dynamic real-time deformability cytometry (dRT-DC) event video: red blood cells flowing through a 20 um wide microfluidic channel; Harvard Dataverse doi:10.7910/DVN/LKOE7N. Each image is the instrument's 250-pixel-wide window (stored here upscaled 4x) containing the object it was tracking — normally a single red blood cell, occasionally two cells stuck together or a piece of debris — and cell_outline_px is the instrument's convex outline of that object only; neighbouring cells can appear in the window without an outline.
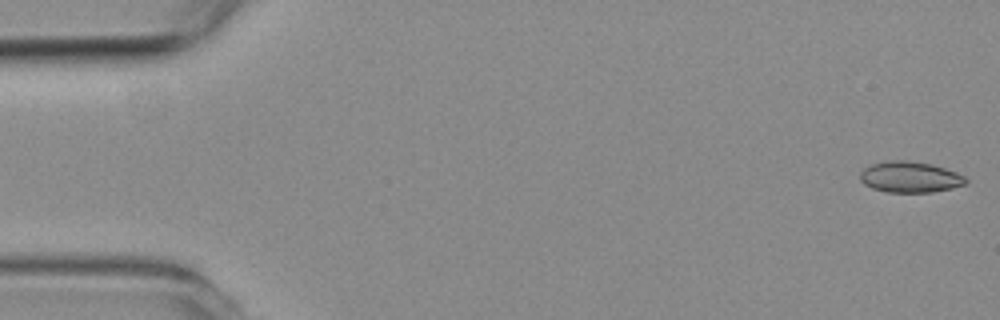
{"species": "common noctule bat (a hibernating species)", "species_latin": "Nyctalus noctula", "temperature_condition": "room temperature", "stored_images_in_passage": 5, "camera_frame_rate_fps": 3000, "um_per_image_px": 0.085, "animal": {"sex": "female", "body_mass_g": 19.3, "forearm_length_mm": 54.1}, "frame": {"image": 1, "passage_image": 1, "time_ms": 0.0, "image_size_px": [1000, 320], "cell_outline_px": [[968, 184], [952, 188], [932, 192], [884, 192], [872, 188], [864, 184], [860, 180], [860, 172], [864, 168], [872, 164], [884, 160], [908, 160], [932, 164], [956, 172], [964, 176], [968, 180]], "centroid_in_image_um": [77.34, 15.04], "position_along_channel_um": 7.7, "area_um2": 19.31}}